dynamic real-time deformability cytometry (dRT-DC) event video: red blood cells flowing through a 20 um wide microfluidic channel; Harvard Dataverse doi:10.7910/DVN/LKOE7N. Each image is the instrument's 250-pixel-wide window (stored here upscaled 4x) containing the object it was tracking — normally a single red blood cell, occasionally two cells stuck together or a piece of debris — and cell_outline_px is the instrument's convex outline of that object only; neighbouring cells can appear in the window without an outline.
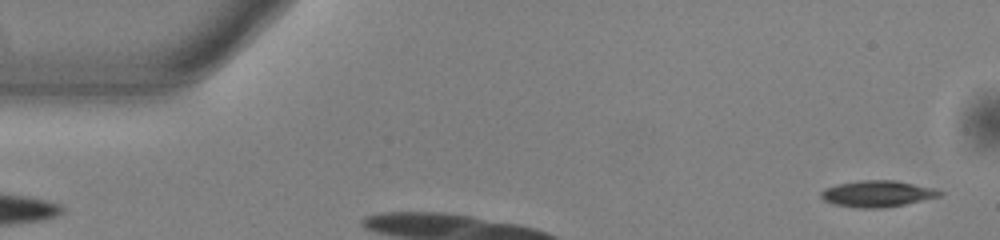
{"species": "common noctule bat (a hibernating species)", "species_latin": "Nyctalus noctula", "temperature_condition": "warm", "stored_images_in_passage": 6, "camera_frame_rate_fps": 3000, "um_per_image_px": 0.085, "animal": {"sex": "male", "body_mass_g": 13.0, "forearm_length_mm": 53.1}, "frame": {"image": 1, "passage_image": 2, "time_ms": 0.333, "image_size_px": [1000, 240], "cell_outline_px": [[944, 192], [940, 196], [904, 204], [880, 208], [860, 208], [832, 204], [824, 200], [820, 196], [820, 192], [824, 188], [836, 184], [860, 180], [896, 180], [932, 188]], "centroid_in_image_um": [74.52, 16.46], "position_along_channel_um": 10.5, "area_um2": 18.15}}